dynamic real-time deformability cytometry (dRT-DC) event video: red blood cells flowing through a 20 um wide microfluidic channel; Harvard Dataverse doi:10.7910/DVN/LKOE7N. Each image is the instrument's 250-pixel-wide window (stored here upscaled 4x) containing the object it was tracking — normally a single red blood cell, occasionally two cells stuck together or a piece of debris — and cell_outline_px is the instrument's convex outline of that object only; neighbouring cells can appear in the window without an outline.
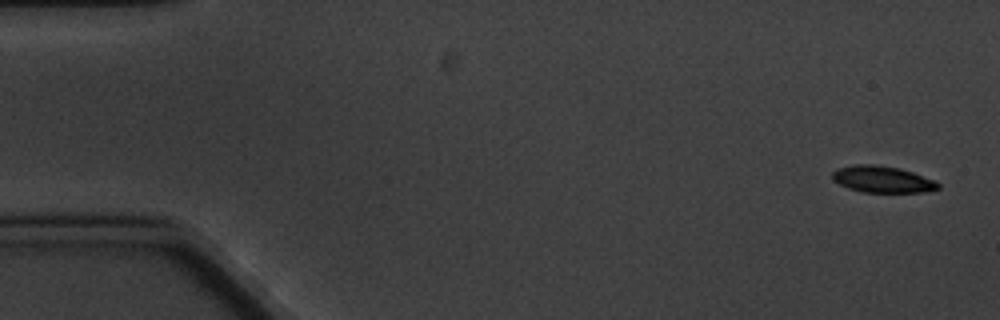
{"species": "common noctule bat (a hibernating species)", "species_latin": "Nyctalus noctula", "temperature_condition": "cold", "stored_images_in_passage": 9, "camera_frame_rate_fps": 3000, "um_per_image_px": 0.085, "animal": {"sex": "male", "body_mass_g": 20.1, "forearm_length_mm": 53.5}, "frame": {"image": 1, "passage_image": 1, "time_ms": 0.0, "image_size_px": [1000, 320], "cell_outline_px": [[940, 188], [920, 192], [860, 192], [848, 188], [832, 180], [832, 172], [840, 168], [856, 164], [872, 164], [900, 168], [936, 180], [940, 184]], "centroid_in_image_um": [75.01, 15.24], "position_along_channel_um": 10.0, "area_um2": 16.36}}
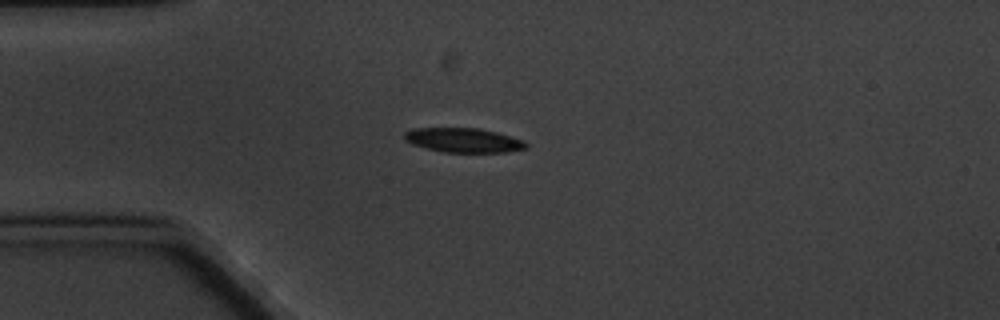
{"frame": {"image": 2, "passage_image": 4, "time_ms": 4.333, "image_size_px": [1000, 320], "cell_outline_px": [[528, 148], [504, 152], [444, 152], [412, 144], [404, 140], [404, 132], [412, 128], [480, 128], [496, 132], [524, 140], [528, 144]], "centroid_in_image_um": [39.4, 11.91], "position_along_channel_um": 45.6, "area_um2": 17.28}}
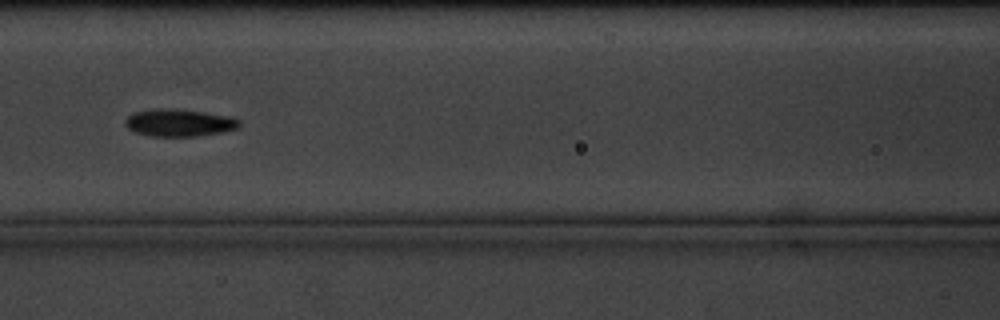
{"frame": {"image": 3, "passage_image": 7, "time_ms": 8.0, "image_size_px": [1000, 320], "cell_outline_px": [[240, 124], [236, 128], [220, 132], [196, 136], [152, 136], [136, 132], [128, 128], [124, 124], [124, 120], [132, 112], [156, 108], [164, 108], [204, 112], [232, 116], [240, 120]], "centroid_in_image_um": [15.2, 10.42], "position_along_channel_um": 151.4, "area_um2": 18.09}}